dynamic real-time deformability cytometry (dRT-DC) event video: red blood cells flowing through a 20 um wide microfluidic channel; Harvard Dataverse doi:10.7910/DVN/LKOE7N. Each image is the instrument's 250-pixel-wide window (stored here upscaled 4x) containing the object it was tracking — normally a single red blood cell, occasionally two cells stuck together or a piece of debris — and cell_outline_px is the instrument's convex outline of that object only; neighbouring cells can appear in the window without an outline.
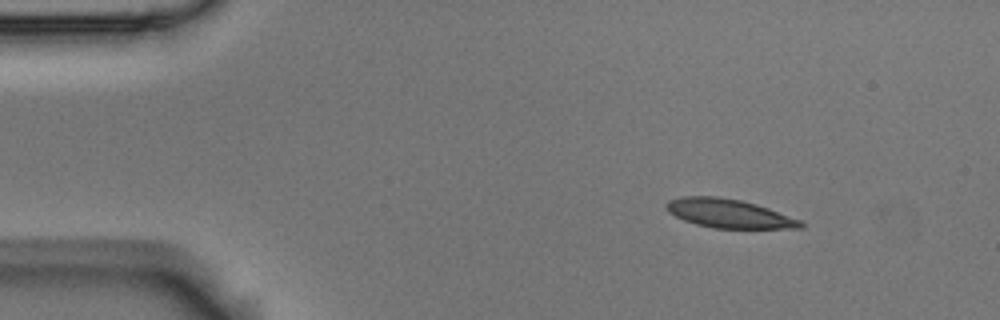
{"species": "Egyptian fruit bat (a non-hibernating species)", "species_latin": "Rousettus aegyptiacus", "temperature_condition": "room temperature", "stored_images_in_passage": 5, "camera_frame_rate_fps": 3000, "um_per_image_px": 0.085, "animal": {"sex": "male"}, "frame": {"image": 1, "passage_image": 1, "time_ms": 0.0, "image_size_px": [1000, 320], "cell_outline_px": [[804, 228], [712, 228], [696, 224], [684, 220], [668, 212], [664, 204], [668, 200], [680, 196], [716, 196], [740, 200], [756, 204], [768, 208], [800, 220], [804, 224]], "centroid_in_image_um": [61.91, 18.14], "position_along_channel_um": 23.1, "area_um2": 22.48}}
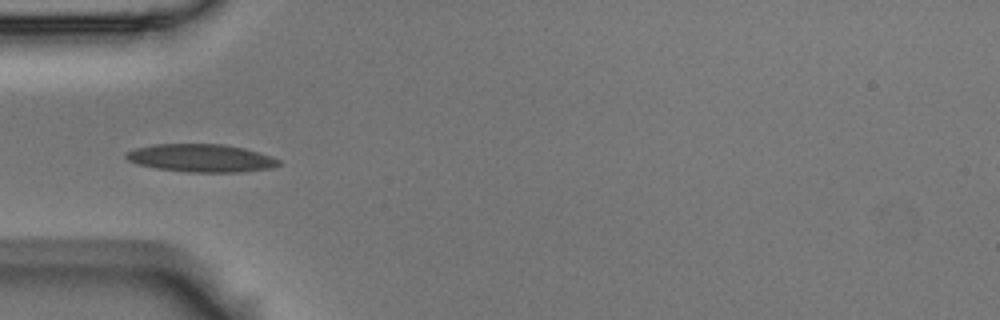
{"frame": {"image": 2, "passage_image": 4, "time_ms": 1.0, "image_size_px": [1000, 320], "cell_outline_px": [[284, 164], [272, 168], [240, 172], [188, 172], [156, 168], [136, 164], [128, 160], [124, 156], [128, 152], [136, 148], [156, 144], [224, 144], [244, 148], [280, 160]], "centroid_in_image_um": [17.1, 13.44], "position_along_channel_um": 67.9, "area_um2": 24.74}}
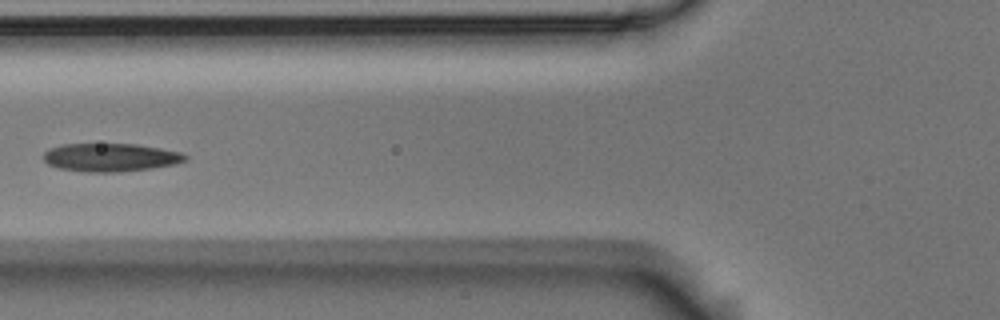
{"frame": {"image": 3, "passage_image": 5, "time_ms": 1.333, "image_size_px": [1000, 320], "cell_outline_px": [[188, 160], [176, 164], [152, 168], [120, 172], [88, 172], [60, 168], [48, 164], [44, 160], [44, 152], [48, 148], [60, 144], [136, 144], [160, 148], [180, 152], [188, 156]], "centroid_in_image_um": [9.4, 13.37], "position_along_channel_um": 116.4, "area_um2": 23.41}}